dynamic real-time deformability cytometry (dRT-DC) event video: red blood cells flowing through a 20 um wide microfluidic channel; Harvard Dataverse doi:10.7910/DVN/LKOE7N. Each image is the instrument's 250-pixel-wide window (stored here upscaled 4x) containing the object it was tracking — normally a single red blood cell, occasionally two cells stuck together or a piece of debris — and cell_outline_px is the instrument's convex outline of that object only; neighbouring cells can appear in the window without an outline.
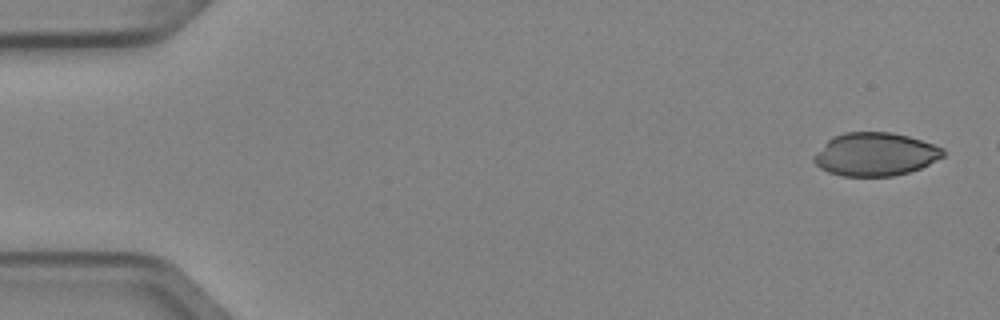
{"species": "Egyptian fruit bat (a non-hibernating species)", "species_latin": "Rousettus aegyptiacus", "temperature_condition": "cold", "stored_images_in_passage": 3, "camera_frame_rate_fps": 3000, "um_per_image_px": 0.085, "animal": {"sex": "female"}, "frame": {"image": 1, "passage_image": 1, "time_ms": 0.0, "image_size_px": [1000, 320], "cell_outline_px": [[944, 156], [920, 168], [908, 172], [892, 176], [840, 176], [828, 172], [820, 168], [812, 160], [812, 156], [828, 140], [844, 132], [892, 132], [908, 136], [944, 148]], "centroid_in_image_um": [74.37, 13.12], "position_along_channel_um": 10.6, "area_um2": 32.43}}